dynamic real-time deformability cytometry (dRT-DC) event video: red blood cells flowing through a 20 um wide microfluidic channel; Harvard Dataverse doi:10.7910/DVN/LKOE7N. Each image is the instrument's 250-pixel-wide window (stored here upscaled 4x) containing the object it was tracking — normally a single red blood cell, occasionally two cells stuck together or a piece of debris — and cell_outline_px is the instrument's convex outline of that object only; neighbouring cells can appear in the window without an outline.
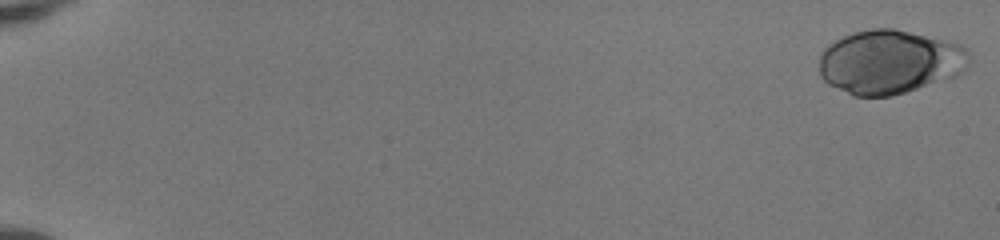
{"species": "human", "species_latin": "Homo sapiens", "temperature_condition": "room temperature", "stored_images_in_passage": 47, "camera_frame_rate_fps": 3000, "um_per_image_px": 0.085, "donor": {"sex": "female"}, "frame": {"image": 1, "passage_image": 1, "time_ms": 0.0, "image_size_px": [1000, 240], "cell_outline_px": [[968, 60], [964, 68], [956, 76], [892, 96], [852, 96], [828, 84], [820, 76], [820, 56], [824, 48], [828, 44], [852, 32], [872, 28], [892, 28], [948, 40], [960, 44], [968, 52]], "centroid_in_image_um": [75.58, 5.26], "position_along_channel_um": 9.4, "area_um2": 55.78}}
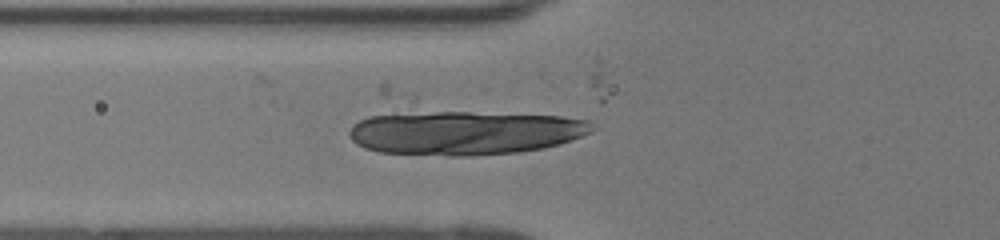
{"frame": {"image": 2, "passage_image": 21, "time_ms": 6.667, "image_size_px": [1000, 240], "cell_outline_px": [[596, 128], [592, 132], [572, 140], [560, 144], [544, 148], [516, 152], [468, 156], [452, 156], [380, 152], [364, 148], [356, 144], [352, 140], [348, 132], [352, 124], [368, 116], [436, 112], [468, 112], [560, 116], [592, 120]], "centroid_in_image_um": [39.56, 11.29], "position_along_channel_um": 86.2, "area_um2": 62.19}}
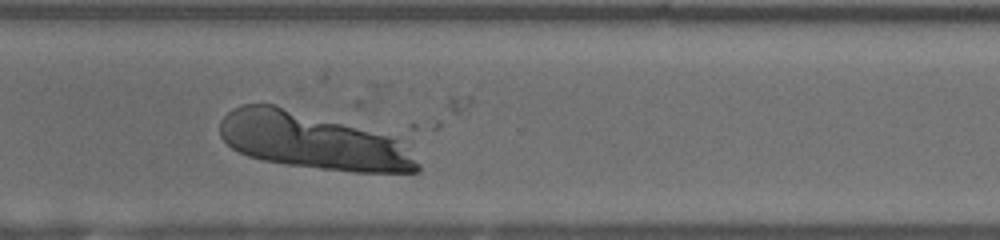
{"frame": {"image": 3, "passage_image": 40, "time_ms": 13.0, "image_size_px": [1000, 240], "cell_outline_px": [[420, 172], [352, 172], [284, 164], [264, 160], [248, 156], [232, 148], [220, 136], [220, 120], [232, 108], [244, 104], [276, 104], [388, 136], [396, 140], [420, 164]], "centroid_in_image_um": [26.47, 11.99], "position_along_channel_um": 344.1, "area_um2": 64.04}}